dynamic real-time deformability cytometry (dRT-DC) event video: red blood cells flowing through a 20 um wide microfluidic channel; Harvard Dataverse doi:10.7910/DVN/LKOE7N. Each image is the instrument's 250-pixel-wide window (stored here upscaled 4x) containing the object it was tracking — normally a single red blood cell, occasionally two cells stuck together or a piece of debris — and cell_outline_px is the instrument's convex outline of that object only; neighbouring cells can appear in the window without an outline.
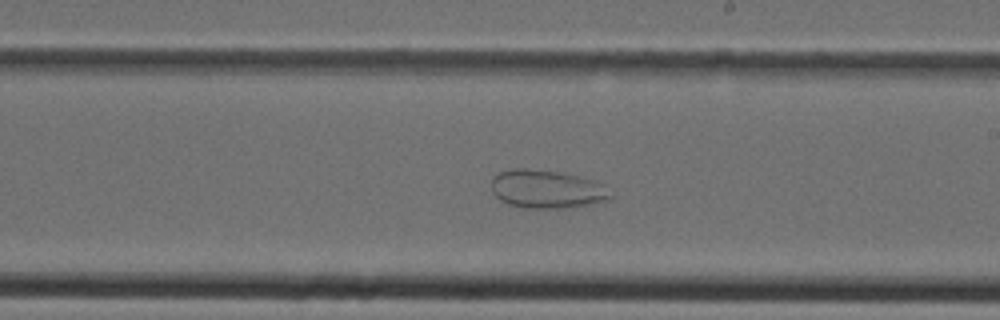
{"species": "Egyptian fruit bat (a non-hibernating species)", "species_latin": "Rousettus aegyptiacus", "temperature_condition": "cold", "stored_images_in_passage": 37, "camera_frame_rate_fps": 3000, "um_per_image_px": 0.085, "animal": {"sex": "female"}, "frame": {"image": 1, "passage_image": 21, "time_ms": 6.667, "image_size_px": [1000, 320], "cell_outline_px": [[612, 196], [608, 200], [564, 208], [528, 208], [508, 204], [500, 200], [492, 192], [492, 176], [500, 172], [512, 168], [528, 168], [560, 172], [596, 180]], "centroid_in_image_um": [46.42, 16.06], "position_along_channel_um": 242.6, "area_um2": 26.41}}
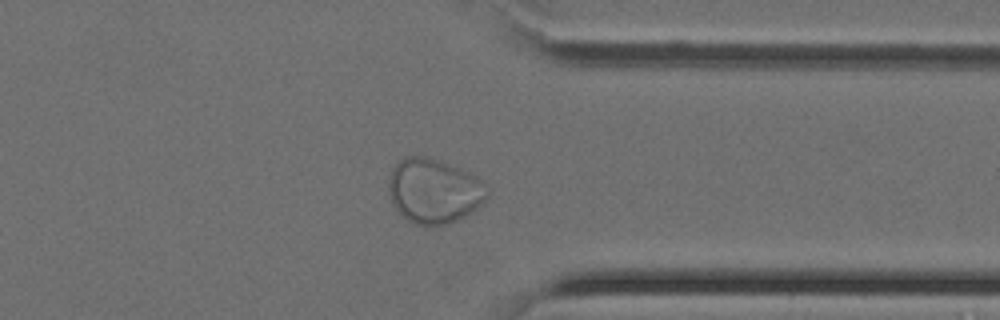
{"frame": {"image": 2, "passage_image": 29, "time_ms": 9.333, "image_size_px": [1000, 320], "cell_outline_px": [[488, 196], [476, 208], [464, 216], [448, 224], [428, 228], [412, 224], [396, 208], [388, 192], [388, 176], [392, 168], [400, 160], [408, 156], [428, 156], [460, 168], [476, 176], [480, 180], [488, 192]], "centroid_in_image_um": [36.85, 16.24], "position_along_channel_um": 374.6, "area_um2": 37.28}}
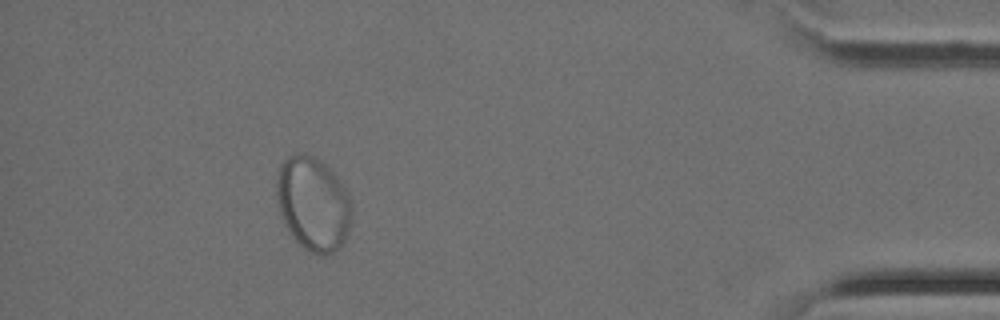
{"frame": {"image": 3, "passage_image": 34, "time_ms": 11.0, "image_size_px": [1000, 320], "cell_outline_px": [[352, 224], [340, 248], [324, 256], [320, 256], [308, 252], [292, 236], [284, 224], [280, 216], [276, 192], [276, 172], [280, 164], [288, 156], [300, 152], [304, 152], [312, 156], [324, 164], [336, 176], [344, 188], [352, 204]], "centroid_in_image_um": [26.6, 17.34], "position_along_channel_um": 408.6, "area_um2": 41.56}}